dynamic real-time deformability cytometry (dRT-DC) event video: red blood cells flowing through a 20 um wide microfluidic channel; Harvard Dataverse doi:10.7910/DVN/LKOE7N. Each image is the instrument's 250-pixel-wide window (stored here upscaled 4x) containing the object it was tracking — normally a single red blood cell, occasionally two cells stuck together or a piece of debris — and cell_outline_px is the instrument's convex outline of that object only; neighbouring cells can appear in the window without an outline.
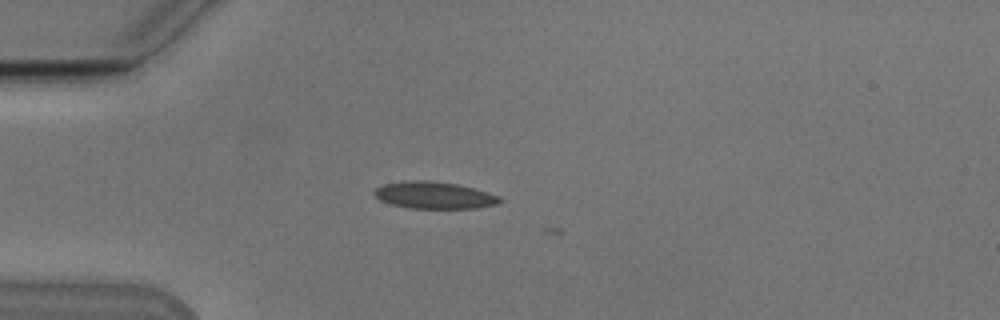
{"species": "Egyptian fruit bat (a non-hibernating species)", "species_latin": "Rousettus aegyptiacus", "temperature_condition": "cold", "stored_images_in_passage": 3, "camera_frame_rate_fps": 3000, "um_per_image_px": 0.085, "animal": {"sex": "male"}, "frame": {"image": 1, "passage_image": 2, "time_ms": 0.333, "image_size_px": [1000, 320], "cell_outline_px": [[504, 200], [496, 204], [476, 208], [408, 208], [392, 204], [380, 200], [372, 192], [376, 188], [384, 184], [404, 180], [428, 180], [456, 184], [488, 192]], "centroid_in_image_um": [36.87, 16.59], "position_along_channel_um": 48.1, "area_um2": 19.59}}